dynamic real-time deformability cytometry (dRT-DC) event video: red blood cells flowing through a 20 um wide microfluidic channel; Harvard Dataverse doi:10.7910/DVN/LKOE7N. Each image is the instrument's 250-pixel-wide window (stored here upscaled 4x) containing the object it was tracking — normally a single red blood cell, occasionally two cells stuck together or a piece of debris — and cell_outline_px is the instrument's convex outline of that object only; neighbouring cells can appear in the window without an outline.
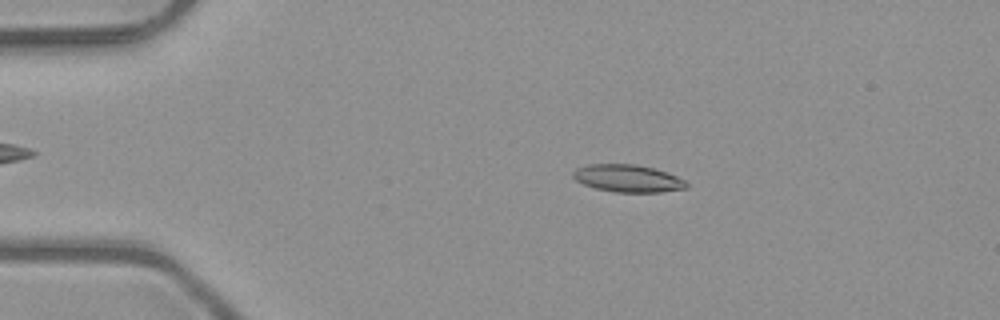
{"species": "common noctule bat (a hibernating species)", "species_latin": "Nyctalus noctula", "temperature_condition": "room temperature", "stored_images_in_passage": 6, "camera_frame_rate_fps": 3000, "um_per_image_px": 0.085, "animal": {"sex": "male", "body_mass_g": 23.1, "forearm_length_mm": 52.7}, "frame": {"image": 1, "passage_image": 4, "time_ms": 1.0, "image_size_px": [1000, 320], "cell_outline_px": [[688, 188], [660, 192], [616, 192], [596, 188], [584, 184], [576, 180], [572, 176], [572, 172], [576, 168], [588, 164], [636, 164], [668, 172], [684, 180], [688, 184]], "centroid_in_image_um": [53.36, 15.16], "position_along_channel_um": 31.6, "area_um2": 18.09}}
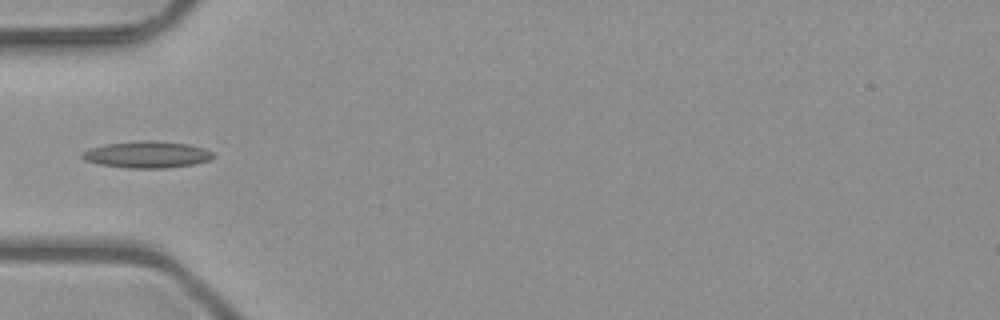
{"frame": {"image": 2, "passage_image": 6, "time_ms": 1.667, "image_size_px": [1000, 320], "cell_outline_px": [[216, 156], [208, 160], [192, 164], [164, 168], [128, 168], [100, 164], [84, 160], [80, 156], [80, 152], [104, 144], [140, 140], [156, 140], [188, 144], [204, 148], [212, 152]], "centroid_in_image_um": [12.47, 13.12], "position_along_channel_um": 72.5, "area_um2": 20.4}}